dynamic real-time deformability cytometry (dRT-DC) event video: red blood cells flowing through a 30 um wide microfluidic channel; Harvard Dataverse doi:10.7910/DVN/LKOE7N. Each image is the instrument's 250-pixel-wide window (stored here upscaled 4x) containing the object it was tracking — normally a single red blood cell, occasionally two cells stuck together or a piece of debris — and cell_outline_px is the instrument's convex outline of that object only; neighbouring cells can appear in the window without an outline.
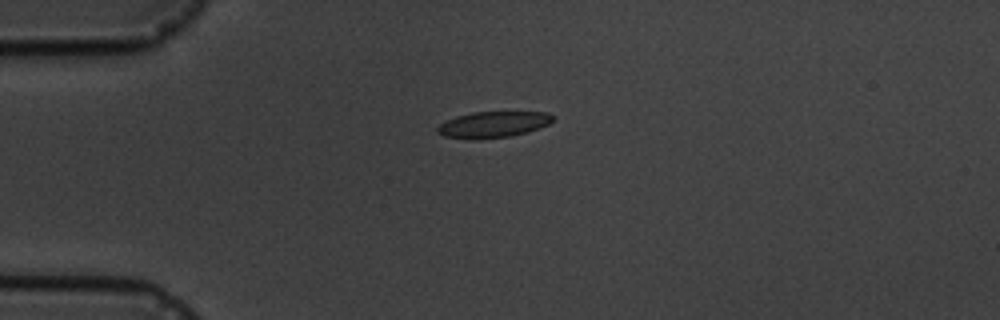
{"species": "common noctule bat (a hibernating species)", "species_latin": "Nyctalus noctula", "temperature_condition": "cold", "stored_images_in_passage": 2, "camera_frame_rate_fps": 3000, "um_per_image_px": 0.085, "animal": {"sex": "male", "body_mass_g": 19.5, "forearm_length_mm": 54.6}, "frame": {"image": 1, "passage_image": 1, "time_ms": 0.0, "image_size_px": [1000, 320], "cell_outline_px": [[556, 116], [548, 124], [528, 132], [512, 136], [476, 140], [472, 140], [444, 136], [436, 132], [436, 128], [440, 124], [456, 116], [472, 112], [548, 112]], "centroid_in_image_um": [41.91, 10.59], "position_along_channel_um": 43.1, "area_um2": 17.74}}